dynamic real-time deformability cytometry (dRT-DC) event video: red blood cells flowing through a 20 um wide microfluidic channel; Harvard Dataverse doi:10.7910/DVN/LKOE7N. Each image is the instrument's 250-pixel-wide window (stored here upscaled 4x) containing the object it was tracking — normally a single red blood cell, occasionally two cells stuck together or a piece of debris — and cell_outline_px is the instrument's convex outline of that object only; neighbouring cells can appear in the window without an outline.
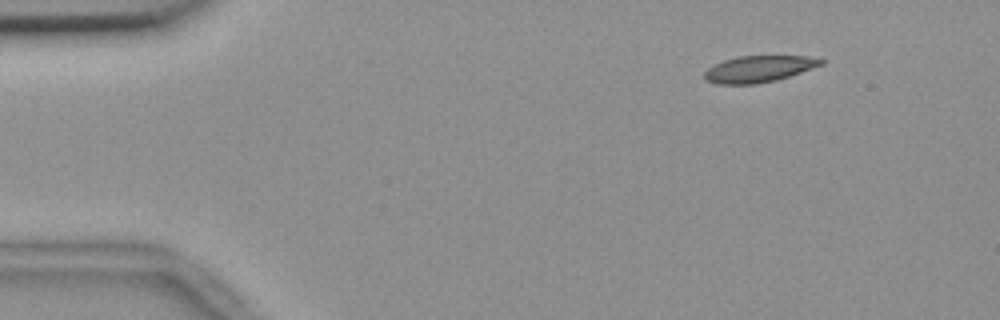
{"species": "common noctule bat (a hibernating species)", "species_latin": "Nyctalus noctula", "temperature_condition": "room temperature", "stored_images_in_passage": 2, "camera_frame_rate_fps": 3000, "um_per_image_px": 0.085, "animal": {"sex": "female", "body_mass_g": 18.4}, "frame": {"image": 1, "passage_image": 2, "time_ms": 0.333, "image_size_px": [1000, 320], "cell_outline_px": [[824, 64], [776, 80], [756, 84], [716, 84], [704, 80], [704, 72], [708, 68], [724, 60], [740, 56], [808, 56], [824, 60]], "centroid_in_image_um": [64.47, 5.87], "position_along_channel_um": 20.5, "area_um2": 17.86}}